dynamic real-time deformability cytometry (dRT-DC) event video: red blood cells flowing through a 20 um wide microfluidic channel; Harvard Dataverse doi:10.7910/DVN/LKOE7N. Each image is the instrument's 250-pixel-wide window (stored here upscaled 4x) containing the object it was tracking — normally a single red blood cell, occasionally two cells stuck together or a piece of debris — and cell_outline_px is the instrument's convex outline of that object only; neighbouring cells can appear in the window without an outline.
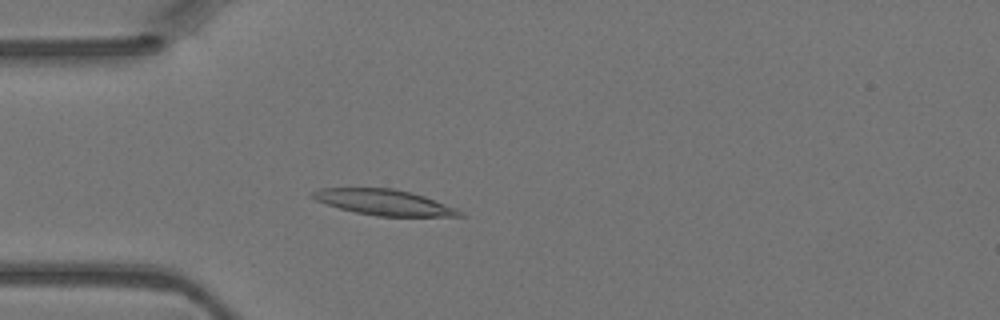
{"species": "Egyptian fruit bat (a non-hibernating species)", "species_latin": "Rousettus aegyptiacus", "temperature_condition": "warm", "stored_images_in_passage": 4, "camera_frame_rate_fps": 3000, "um_per_image_px": 0.085, "animal": {"sex": "female"}, "frame": {"image": 1, "passage_image": 4, "time_ms": 1.0, "image_size_px": [1000, 320], "cell_outline_px": [[464, 216], [376, 216], [356, 212], [340, 208], [316, 200], [308, 196], [312, 192], [320, 188], [392, 188], [424, 196], [456, 208]], "centroid_in_image_um": [32.6, 17.19], "position_along_channel_um": 52.4, "area_um2": 21.62}}